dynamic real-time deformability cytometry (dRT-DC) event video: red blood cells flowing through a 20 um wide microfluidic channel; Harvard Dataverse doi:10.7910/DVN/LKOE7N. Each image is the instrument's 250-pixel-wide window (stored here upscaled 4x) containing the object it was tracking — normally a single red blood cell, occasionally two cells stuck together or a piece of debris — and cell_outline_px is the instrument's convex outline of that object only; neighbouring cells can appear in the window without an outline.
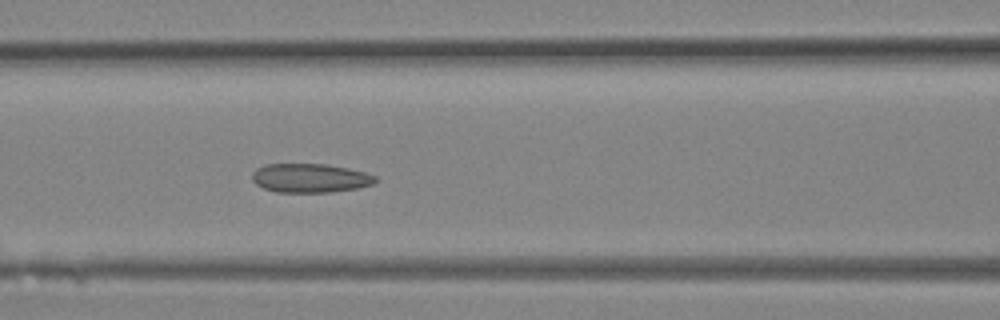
{"species": "Egyptian fruit bat (a non-hibernating species)", "species_latin": "Rousettus aegyptiacus", "temperature_condition": "room temperature", "stored_images_in_passage": 13, "camera_frame_rate_fps": 3000, "um_per_image_px": 0.085, "animal": {"sex": "female"}, "frame": {"image": 1, "passage_image": 13, "time_ms": 4.0, "image_size_px": [1000, 320], "cell_outline_px": [[376, 180], [372, 184], [356, 188], [332, 192], [276, 192], [264, 188], [256, 184], [252, 180], [252, 172], [256, 168], [264, 164], [328, 164], [348, 168], [364, 172], [376, 176]], "centroid_in_image_um": [26.32, 15.13], "position_along_channel_um": 140.3, "area_um2": 20.81}}